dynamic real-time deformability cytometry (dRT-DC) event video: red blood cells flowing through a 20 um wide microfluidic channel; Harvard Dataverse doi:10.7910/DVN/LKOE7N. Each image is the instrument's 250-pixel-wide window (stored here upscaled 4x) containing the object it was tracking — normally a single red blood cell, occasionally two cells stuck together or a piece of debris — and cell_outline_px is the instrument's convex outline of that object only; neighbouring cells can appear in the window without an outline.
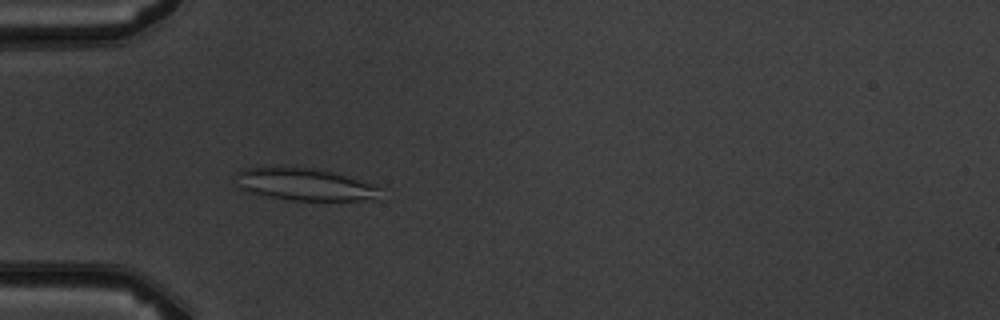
{"species": "common noctule bat (a hibernating species)", "species_latin": "Nyctalus noctula", "temperature_condition": "warm", "stored_images_in_passage": 4, "camera_frame_rate_fps": 3000, "um_per_image_px": 0.085, "animal": {"sex": "male", "body_mass_g": 19.5, "forearm_length_mm": 54.6}, "frame": {"image": 1, "passage_image": 4, "time_ms": 3.667, "image_size_px": [1000, 320], "cell_outline_px": [[384, 188], [380, 200], [292, 200], [268, 196], [252, 192], [240, 188], [236, 172], [244, 168], [284, 164], [316, 168], [332, 172], [376, 184]], "centroid_in_image_um": [25.99, 15.64], "position_along_channel_um": 59.0, "area_um2": 28.03}}